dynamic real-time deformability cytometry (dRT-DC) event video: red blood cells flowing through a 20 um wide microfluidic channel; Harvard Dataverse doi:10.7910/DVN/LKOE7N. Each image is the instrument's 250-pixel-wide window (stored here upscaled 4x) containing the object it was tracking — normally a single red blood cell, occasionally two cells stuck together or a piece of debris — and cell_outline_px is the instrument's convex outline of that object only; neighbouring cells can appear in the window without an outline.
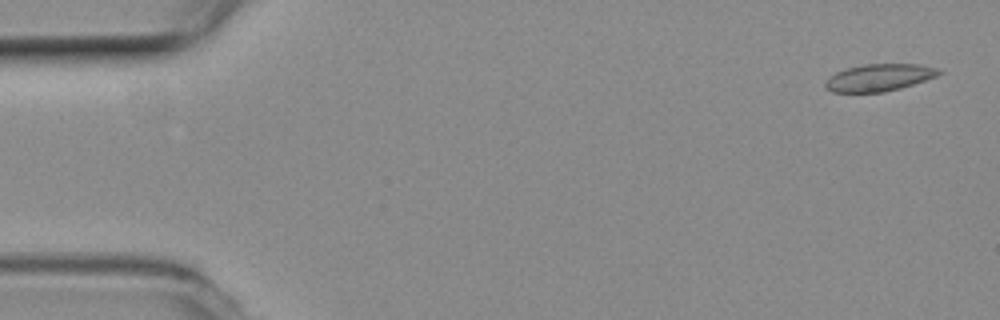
{"species": "common noctule bat (a hibernating species)", "species_latin": "Nyctalus noctula", "temperature_condition": "room temperature", "stored_images_in_passage": 52, "camera_frame_rate_fps": 3000, "um_per_image_px": 0.085, "animal": {"sex": "female", "body_mass_g": 19.3, "forearm_length_mm": 54.1}, "frame": {"image": 1, "passage_image": 1, "time_ms": 0.0, "image_size_px": [1000, 320], "cell_outline_px": [[944, 72], [936, 76], [900, 88], [884, 92], [832, 92], [824, 88], [824, 84], [836, 72], [848, 68], [864, 64], [920, 64], [936, 68]], "centroid_in_image_um": [74.73, 6.59], "position_along_channel_um": 10.3, "area_um2": 17.74}}
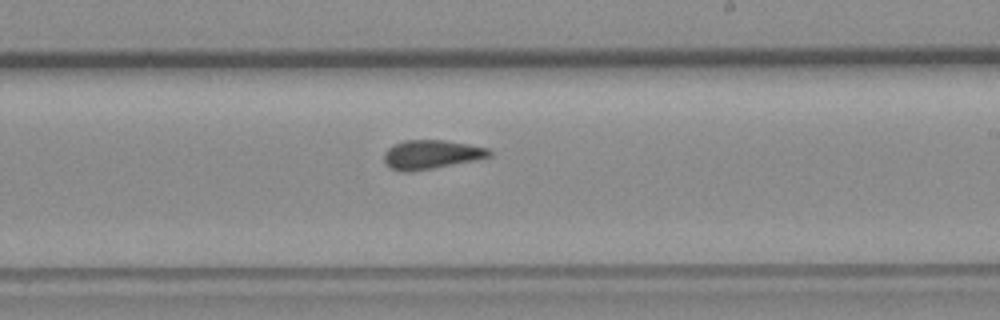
{"frame": {"image": 2, "passage_image": 30, "time_ms": 9.667, "image_size_px": [1000, 320], "cell_outline_px": [[492, 156], [476, 160], [412, 172], [400, 172], [384, 164], [384, 152], [392, 144], [404, 140], [444, 140], [468, 144], [488, 148], [492, 152]], "centroid_in_image_um": [36.63, 13.13], "position_along_channel_um": 252.4, "area_um2": 17.98}}
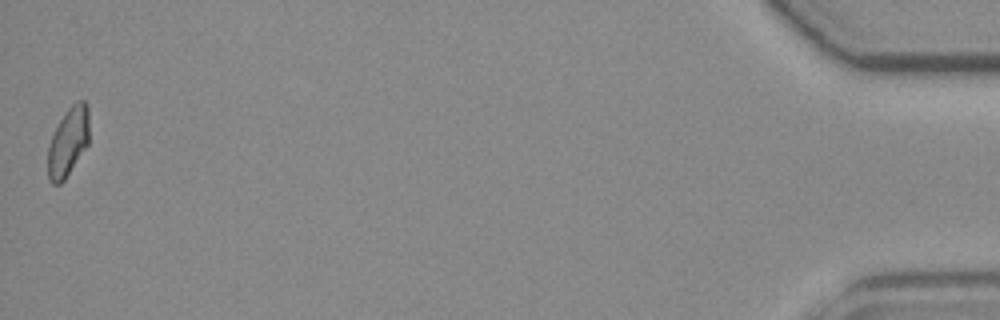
{"frame": {"image": 3, "passage_image": 52, "time_ms": 17.0, "image_size_px": [1000, 320], "cell_outline_px": [[88, 144], [64, 180], [60, 184], [52, 184], [48, 180], [48, 148], [52, 136], [60, 120], [68, 108], [76, 100], [84, 100], [88, 104]], "centroid_in_image_um": [5.79, 12.05], "position_along_channel_um": 429.4, "area_um2": 16.42}, "authors_computed_cell_mechanics": {"area_um2": 17.7157, "velocity_mm_per_s": 3.8245, "shape_relaxation_time_tau1_ms": null, "shape_relaxation_time_tau2_ms": 1.9395, "deformation_change_tau1": null, "deformation_change_tau2": 0.0809}}